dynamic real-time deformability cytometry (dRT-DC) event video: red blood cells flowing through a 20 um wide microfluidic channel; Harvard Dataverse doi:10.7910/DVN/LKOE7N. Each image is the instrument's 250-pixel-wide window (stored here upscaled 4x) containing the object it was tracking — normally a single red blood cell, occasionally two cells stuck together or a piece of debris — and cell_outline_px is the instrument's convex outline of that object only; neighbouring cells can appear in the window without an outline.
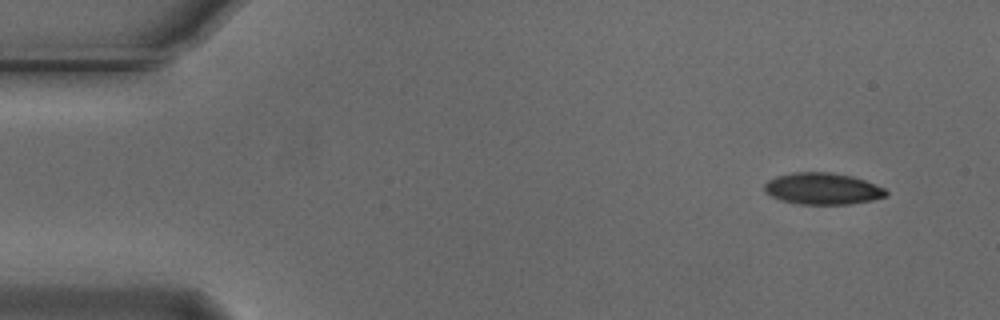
{"species": "Egyptian fruit bat (a non-hibernating species)", "species_latin": "Rousettus aegyptiacus", "temperature_condition": "cold", "stored_images_in_passage": 51, "camera_frame_rate_fps": 3000, "um_per_image_px": 0.085, "animal": {"sex": "male"}, "frame": {"image": 1, "passage_image": 1, "time_ms": 0.0, "image_size_px": [1000, 320], "cell_outline_px": [[888, 196], [872, 200], [848, 204], [800, 204], [780, 200], [764, 192], [764, 184], [768, 180], [776, 176], [792, 172], [832, 172], [852, 176], [864, 180], [884, 188], [888, 192]], "centroid_in_image_um": [69.9, 16.03], "position_along_channel_um": 15.1, "area_um2": 22.48}}
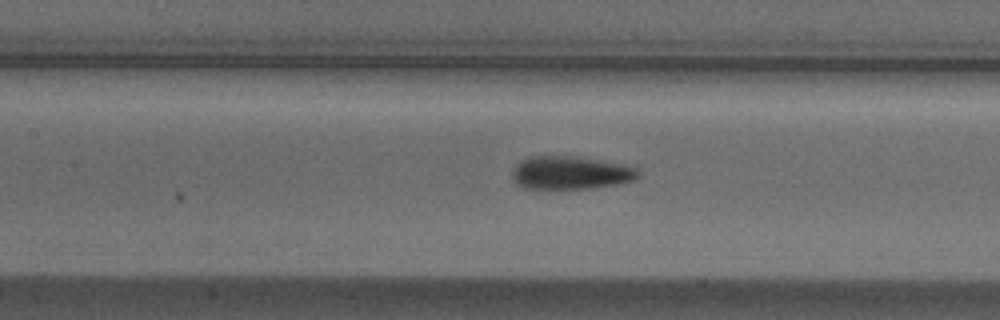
{"frame": {"image": 2, "passage_image": 21, "time_ms": 6.667, "image_size_px": [1000, 320], "cell_outline_px": [[640, 176], [636, 180], [620, 184], [588, 188], [524, 188], [516, 184], [512, 180], [512, 168], [520, 160], [528, 156], [568, 156], [636, 164], [640, 168]], "centroid_in_image_um": [48.59, 14.67], "position_along_channel_um": 158.8, "area_um2": 25.03}}
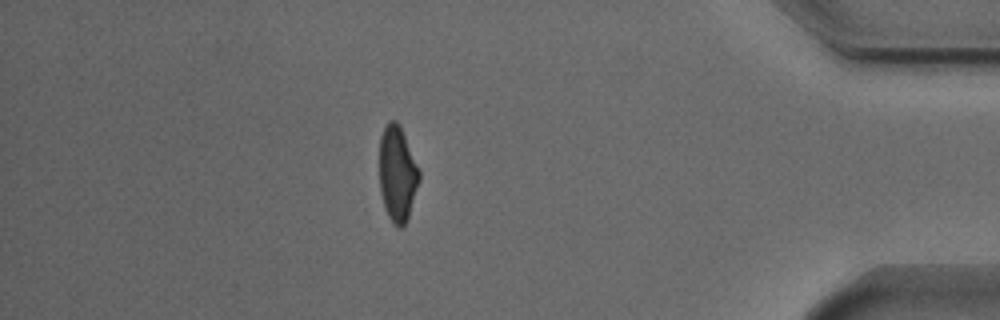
{"frame": {"image": 3, "passage_image": 44, "time_ms": 14.333, "image_size_px": [1000, 320], "cell_outline_px": [[420, 180], [408, 216], [404, 224], [400, 228], [396, 228], [392, 224], [384, 208], [380, 192], [380, 136], [388, 120], [396, 120], [400, 124], [420, 172]], "centroid_in_image_um": [33.77, 14.77], "position_along_channel_um": 401.4, "area_um2": 22.2}, "authors_computed_cell_mechanics": {"area_um2": 23.5246, "velocity_mm_per_s": 3.741, "shape_relaxation_time_tau1_ms": 3.1728, "shape_relaxation_time_tau2_ms": 1.7792, "deformation_change_tau1": 0.1398, "deformation_change_tau2": 0.0622}}